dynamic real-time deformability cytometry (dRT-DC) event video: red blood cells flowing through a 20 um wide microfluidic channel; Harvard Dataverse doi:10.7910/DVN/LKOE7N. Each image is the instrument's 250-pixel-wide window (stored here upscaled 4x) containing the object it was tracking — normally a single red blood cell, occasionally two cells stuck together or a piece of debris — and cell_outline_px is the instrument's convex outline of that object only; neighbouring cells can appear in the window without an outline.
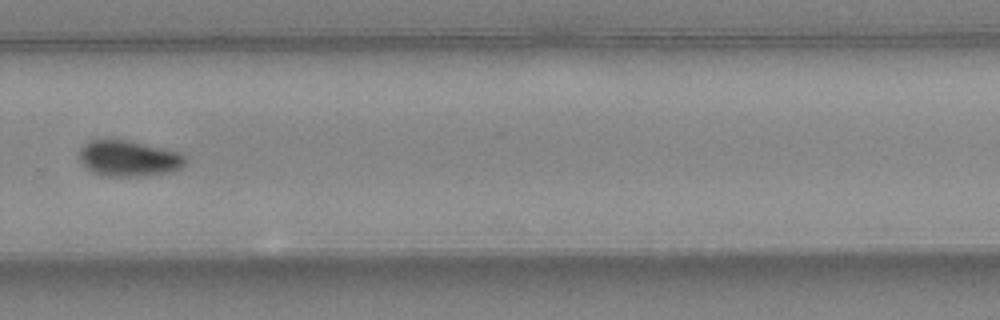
{"species": "common noctule bat (a hibernating species)", "species_latin": "Nyctalus noctula", "temperature_condition": "warm", "stored_images_in_passage": 47, "camera_frame_rate_fps": 3000, "um_per_image_px": 0.085, "animal": {"sex": "female", "body_mass_g": 24.6, "forearm_length_mm": 56.2}, "frame": {"image": 1, "passage_image": 34, "time_ms": 11.0, "image_size_px": [1000, 320], "cell_outline_px": [[188, 160], [180, 168], [168, 172], [144, 176], [108, 176], [92, 172], [80, 160], [80, 148], [88, 140], [128, 140], [180, 152]], "centroid_in_image_um": [10.95, 13.46], "position_along_channel_um": 318.8, "area_um2": 22.02}}
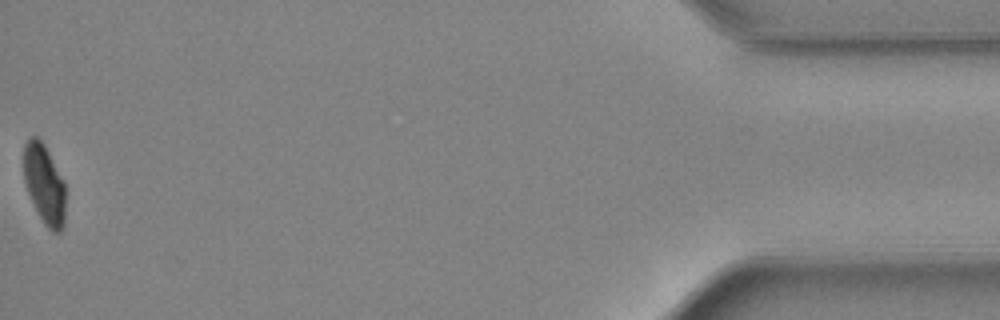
{"frame": {"image": 2, "passage_image": 47, "time_ms": 15.333, "image_size_px": [1000, 320], "cell_outline_px": [[64, 224], [60, 232], [52, 232], [44, 224], [28, 192], [24, 180], [24, 144], [32, 136], [36, 136], [44, 144], [64, 184]], "centroid_in_image_um": [3.75, 15.66], "position_along_channel_um": 431.4, "area_um2": 18.79}, "authors_computed_cell_mechanics": {"area_um2": 22.8888, "velocity_mm_per_s": 4.5488, "shape_relaxation_time_tau1_ms": 2.2053, "shape_relaxation_time_tau2_ms": null, "deformation_change_tau1": 0.1075, "deformation_change_tau2": null}}